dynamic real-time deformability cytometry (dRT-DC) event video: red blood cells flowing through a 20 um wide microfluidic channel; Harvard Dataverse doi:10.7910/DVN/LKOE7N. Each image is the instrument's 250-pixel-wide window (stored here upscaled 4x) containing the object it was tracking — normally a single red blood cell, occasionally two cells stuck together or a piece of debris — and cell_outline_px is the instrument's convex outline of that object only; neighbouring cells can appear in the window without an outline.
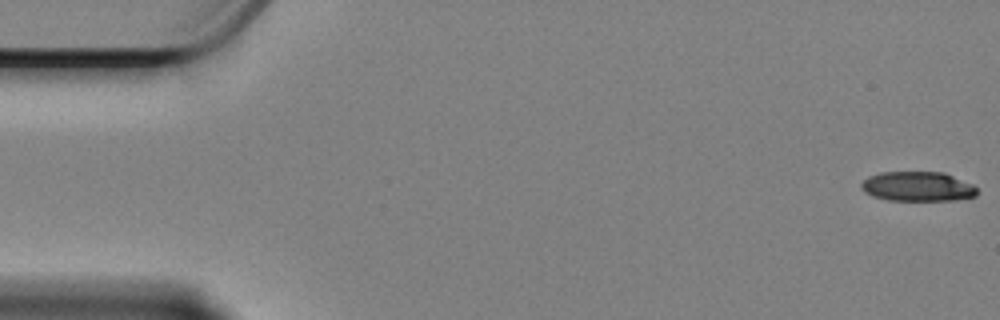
{"species": "Egyptian fruit bat (a non-hibernating species)", "species_latin": "Rousettus aegyptiacus", "temperature_condition": "cold", "stored_images_in_passage": 60, "segment_of_instrument_passage": [1, 2], "camera_frame_rate_fps": 3000, "um_per_image_px": 0.085, "animal": {"sex": "female"}, "frame": {"image": 1, "passage_image": 1, "time_ms": 0.0, "image_size_px": [1000, 320], "cell_outline_px": [[976, 196], [956, 200], [888, 200], [872, 196], [864, 192], [860, 188], [860, 184], [868, 176], [880, 172], [944, 172], [972, 184], [976, 188]], "centroid_in_image_um": [77.96, 15.85], "position_along_channel_um": 7.0, "area_um2": 20.06}}
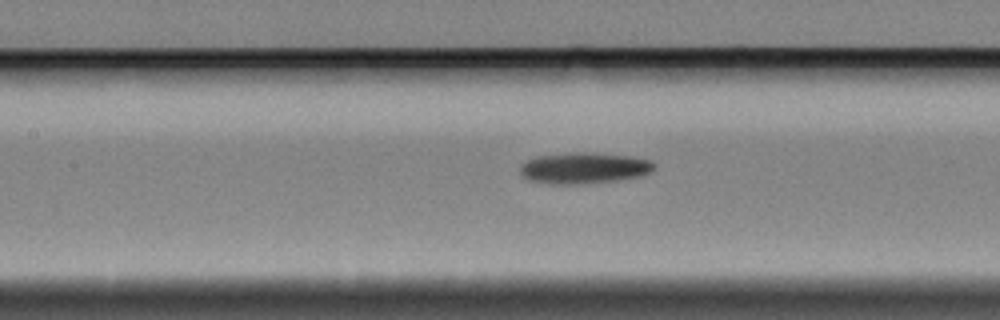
{"frame": {"image": 2, "passage_image": 26, "time_ms": 8.333, "image_size_px": [1000, 320], "cell_outline_px": [[656, 164], [648, 172], [640, 176], [616, 180], [576, 184], [548, 184], [528, 180], [520, 172], [520, 164], [536, 156], [572, 152], [584, 152], [628, 156], [652, 160]], "centroid_in_image_um": [49.59, 14.28], "position_along_channel_um": 157.8, "area_um2": 24.16}}
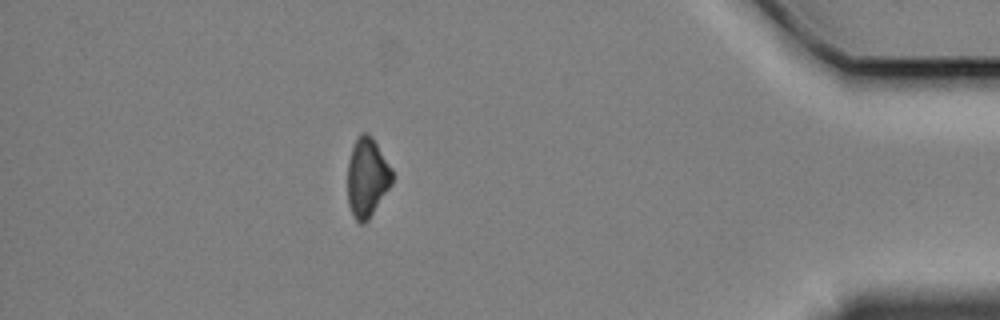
{"frame": {"image": 3, "passage_image": 52, "time_ms": 17.0, "image_size_px": [1000, 320], "cell_outline_px": [[392, 184], [368, 220], [364, 224], [360, 224], [352, 216], [348, 204], [348, 160], [352, 148], [360, 132], [368, 132], [372, 136], [392, 168]], "centroid_in_image_um": [31.2, 15.08], "position_along_channel_um": 404.0, "area_um2": 20.69}}